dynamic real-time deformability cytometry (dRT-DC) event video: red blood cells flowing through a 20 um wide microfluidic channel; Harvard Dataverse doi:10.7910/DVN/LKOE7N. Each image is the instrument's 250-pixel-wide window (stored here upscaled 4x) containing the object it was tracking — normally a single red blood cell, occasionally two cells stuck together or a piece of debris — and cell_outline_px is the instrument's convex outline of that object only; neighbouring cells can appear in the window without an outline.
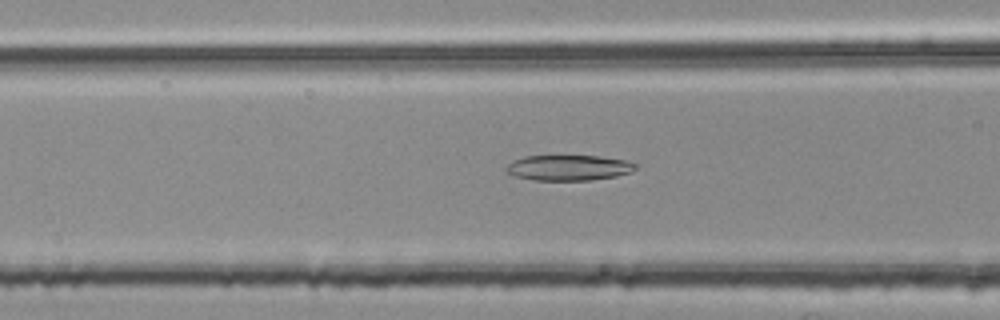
{"species": "common noctule bat (a hibernating species)", "species_latin": "Nyctalus noctula", "temperature_condition": "room temperature", "stored_images_in_passage": 47, "camera_frame_rate_fps": 3000, "um_per_image_px": 0.085, "animal": {"sex": "female", "body_mass_g": 25.1}, "frame": {"image": 1, "passage_image": 21, "time_ms": 6.667, "image_size_px": [1000, 320], "cell_outline_px": [[636, 168], [632, 172], [616, 176], [588, 180], [536, 180], [516, 176], [508, 172], [504, 168], [508, 164], [524, 156], [600, 156], [624, 160], [636, 164]], "centroid_in_image_um": [48.35, 14.25], "position_along_channel_um": 118.2, "area_um2": 18.96}}
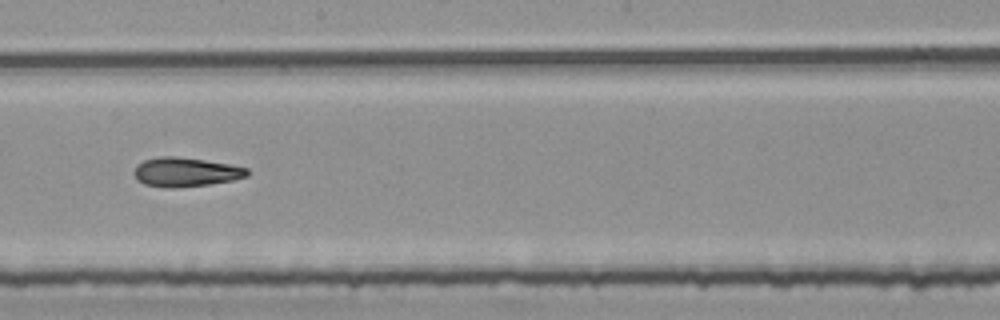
{"frame": {"image": 2, "passage_image": 30, "time_ms": 9.667, "image_size_px": [1000, 320], "cell_outline_px": [[248, 176], [232, 180], [208, 184], [172, 188], [144, 184], [136, 176], [136, 168], [144, 160], [160, 156], [176, 156], [204, 160], [228, 164], [248, 168]], "centroid_in_image_um": [15.82, 14.62], "position_along_channel_um": 232.4, "area_um2": 18.73}}
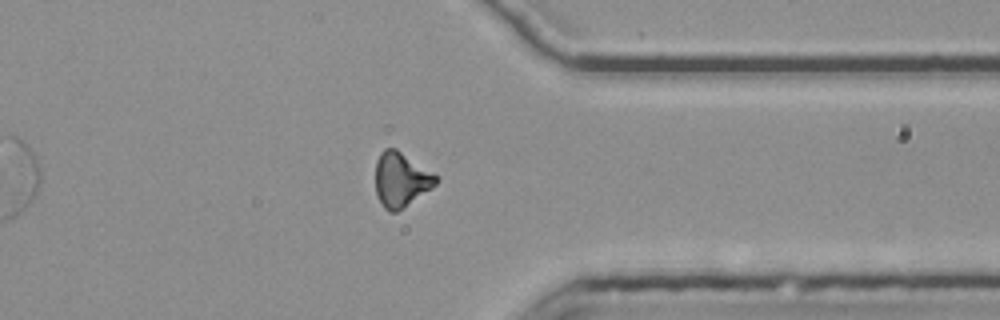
{"frame": {"image": 3, "passage_image": 42, "time_ms": 13.667, "image_size_px": [1000, 320], "cell_outline_px": [[436, 184], [396, 212], [388, 212], [384, 208], [376, 192], [376, 160], [380, 152], [384, 148], [396, 148], [436, 176]], "centroid_in_image_um": [34.02, 15.25], "position_along_channel_um": 377.4, "area_um2": 18.61}, "authors_computed_cell_mechanics": {"area_um2": 19.0162, "velocity_mm_per_s": 3.8046, "shape_relaxation_time_tau1_ms": null, "shape_relaxation_time_tau2_ms": 2.3375, "deformation_change_tau1": null, "deformation_change_tau2": 0.1083}}